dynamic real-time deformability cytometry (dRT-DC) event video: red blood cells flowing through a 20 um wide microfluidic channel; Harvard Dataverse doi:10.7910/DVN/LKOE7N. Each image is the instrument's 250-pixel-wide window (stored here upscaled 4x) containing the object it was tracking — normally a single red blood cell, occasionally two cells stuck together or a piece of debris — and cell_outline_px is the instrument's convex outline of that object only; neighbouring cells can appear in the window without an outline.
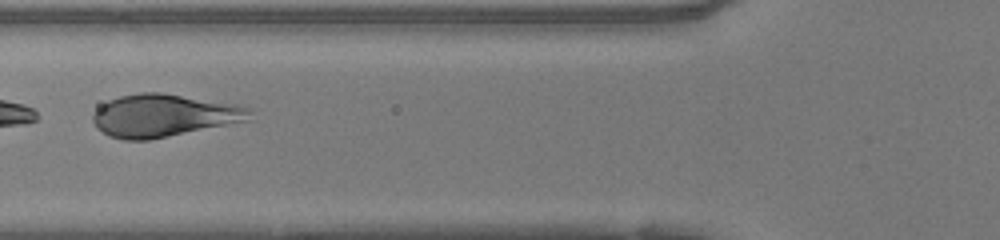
{"species": "human", "species_latin": "Homo sapiens", "temperature_condition": "warm", "stored_images_in_passage": 29, "camera_frame_rate_fps": 3000, "um_per_image_px": 0.085, "donor": {"sex": "female"}, "frame": {"image": 1, "passage_image": 17, "time_ms": 5.333, "image_size_px": [1000, 240], "cell_outline_px": [[248, 120], [148, 140], [124, 140], [108, 136], [96, 128], [92, 120], [92, 116], [96, 108], [100, 104], [108, 100], [120, 96], [140, 92], [160, 92], [236, 104], [248, 108]], "centroid_in_image_um": [13.8, 9.81], "position_along_channel_um": 112.0, "area_um2": 38.61}}
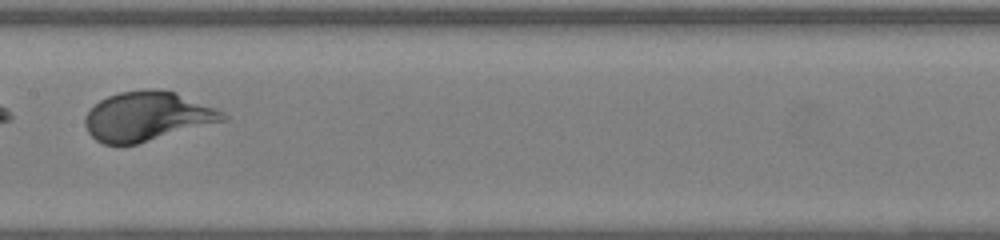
{"frame": {"image": 2, "passage_image": 23, "time_ms": 7.333, "image_size_px": [1000, 240], "cell_outline_px": [[228, 120], [136, 144], [104, 144], [96, 140], [88, 132], [84, 124], [84, 120], [88, 112], [100, 100], [108, 96], [120, 92], [144, 88], [156, 88], [176, 92], [224, 112], [228, 116]], "centroid_in_image_um": [12.52, 9.88], "position_along_channel_um": 194.9, "area_um2": 39.54}}